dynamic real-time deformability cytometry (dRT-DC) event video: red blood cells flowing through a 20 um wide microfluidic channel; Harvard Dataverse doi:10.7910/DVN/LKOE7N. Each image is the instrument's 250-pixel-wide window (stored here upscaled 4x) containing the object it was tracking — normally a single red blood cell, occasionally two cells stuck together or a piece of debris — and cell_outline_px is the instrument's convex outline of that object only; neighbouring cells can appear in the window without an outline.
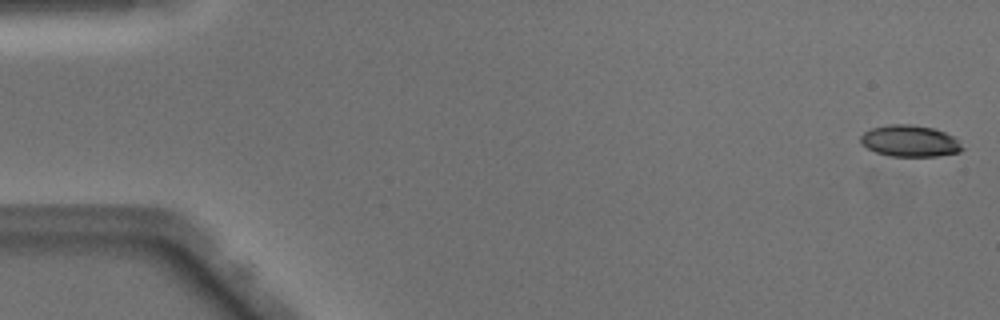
{"species": "Egyptian fruit bat (a non-hibernating species)", "species_latin": "Rousettus aegyptiacus", "temperature_condition": "warm", "stored_images_in_passage": 12, "camera_frame_rate_fps": 3000, "um_per_image_px": 0.085, "animal": {"sex": "male"}, "frame": {"image": 1, "passage_image": 1, "time_ms": 0.0, "image_size_px": [1000, 320], "cell_outline_px": [[964, 148], [960, 152], [936, 156], [888, 156], [876, 152], [860, 144], [860, 136], [864, 132], [872, 128], [888, 124], [912, 124], [932, 128], [944, 132], [952, 136]], "centroid_in_image_um": [77.3, 11.98], "position_along_channel_um": 7.7, "area_um2": 18.61}}
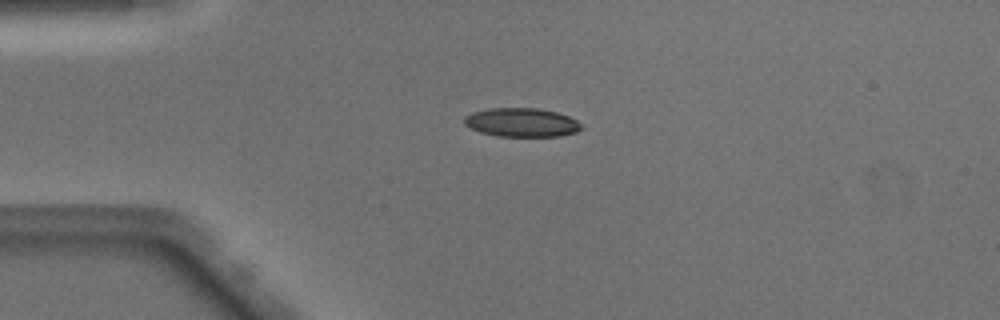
{"frame": {"image": 2, "passage_image": 12, "time_ms": 3.667, "image_size_px": [1000, 320], "cell_outline_px": [[584, 128], [576, 132], [560, 136], [496, 136], [480, 132], [464, 124], [464, 116], [472, 112], [488, 108], [536, 108], [556, 112], [568, 116], [584, 124]], "centroid_in_image_um": [44.36, 10.41], "position_along_channel_um": 40.6, "area_um2": 19.77}}